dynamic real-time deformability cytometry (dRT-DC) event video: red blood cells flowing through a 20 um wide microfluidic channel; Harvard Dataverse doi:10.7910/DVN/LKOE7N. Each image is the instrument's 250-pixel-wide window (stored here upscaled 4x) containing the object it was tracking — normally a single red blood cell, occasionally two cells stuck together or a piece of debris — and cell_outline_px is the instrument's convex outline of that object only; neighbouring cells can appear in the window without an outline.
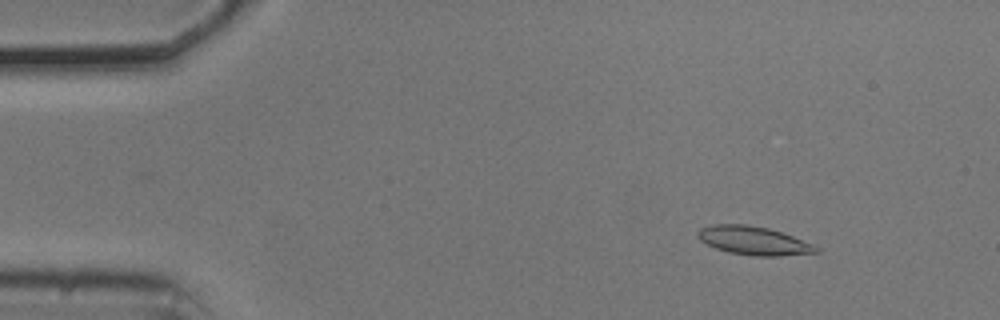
{"species": "common noctule bat (a hibernating species)", "species_latin": "Nyctalus noctula", "temperature_condition": "cold", "stored_images_in_passage": 55, "camera_frame_rate_fps": 3000, "um_per_image_px": 0.085, "animal": {"sex": "male", "body_mass_g": 20.5, "forearm_length_mm": 52.5}, "frame": {"image": 1, "passage_image": 7, "time_ms": 2.0, "image_size_px": [1000, 320], "cell_outline_px": [[820, 252], [780, 256], [756, 256], [728, 252], [716, 248], [700, 240], [696, 236], [696, 232], [700, 228], [712, 224], [744, 224], [768, 228], [816, 244], [820, 248]], "centroid_in_image_um": [64.08, 20.45], "position_along_channel_um": 20.9, "area_um2": 19.77}}
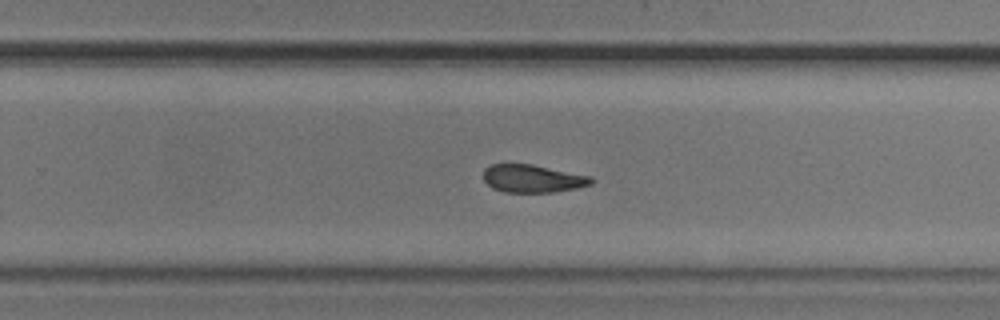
{"frame": {"image": 2, "passage_image": 35, "time_ms": 11.333, "image_size_px": [1000, 320], "cell_outline_px": [[596, 180], [592, 184], [576, 188], [552, 192], [504, 192], [492, 188], [484, 180], [484, 168], [488, 164], [532, 164], [592, 176]], "centroid_in_image_um": [45.29, 15.17], "position_along_channel_um": 284.5, "area_um2": 17.63}}
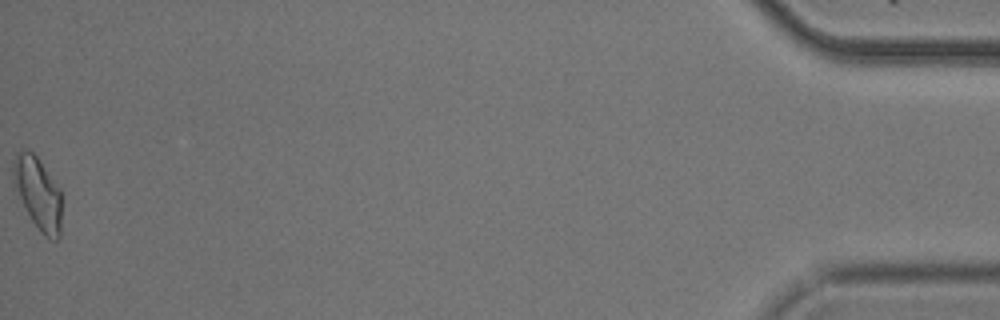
{"frame": {"image": 3, "passage_image": 55, "time_ms": 18.0, "image_size_px": [1000, 320], "cell_outline_px": [[60, 236], [56, 240], [48, 240], [40, 232], [32, 220], [12, 184], [12, 168], [16, 152], [24, 148], [32, 152], [40, 160], [60, 188]], "centroid_in_image_um": [3.2, 16.4], "position_along_channel_um": 432.0, "area_um2": 20.52}, "authors_computed_cell_mechanics": {"area_um2": 18.9006, "velocity_mm_per_s": 3.6963, "shape_relaxation_time_tau1_ms": 3.3689, "shape_relaxation_time_tau2_ms": 4.1309, "deformation_change_tau1": 0.1226, "deformation_change_tau2": 0.1117}}